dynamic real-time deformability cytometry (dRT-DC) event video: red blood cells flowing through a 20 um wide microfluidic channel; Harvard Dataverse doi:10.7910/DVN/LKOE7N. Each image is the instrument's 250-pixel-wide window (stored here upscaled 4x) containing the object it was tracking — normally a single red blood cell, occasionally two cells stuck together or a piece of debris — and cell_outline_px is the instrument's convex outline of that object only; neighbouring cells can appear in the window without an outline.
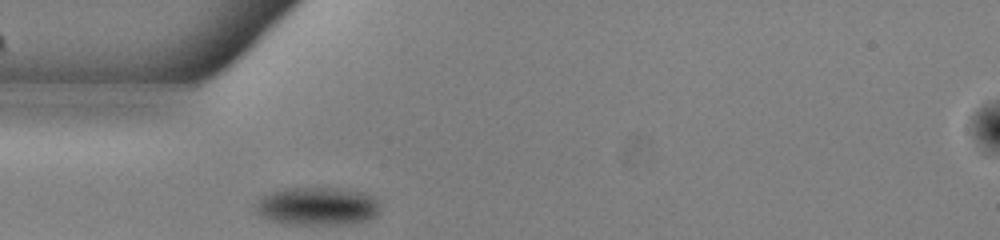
{"species": "common noctule bat (a hibernating species)", "species_latin": "Nyctalus noctula", "temperature_condition": "warm", "stored_images_in_passage": 29, "camera_frame_rate_fps": 3000, "um_per_image_px": 0.085, "animal": {"sex": "male", "body_mass_g": 13.0, "forearm_length_mm": 53.1}, "frame": {"image": 1, "passage_image": 1, "time_ms": 0.0, "image_size_px": [1000, 240], "cell_outline_px": [[380, 212], [376, 216], [368, 220], [356, 224], [288, 224], [268, 220], [260, 216], [256, 212], [256, 204], [260, 196], [276, 188], [336, 188], [364, 192], [372, 196], [376, 200], [380, 208]], "centroid_in_image_um": [26.95, 17.53], "position_along_channel_um": 58.1, "area_um2": 28.21}}
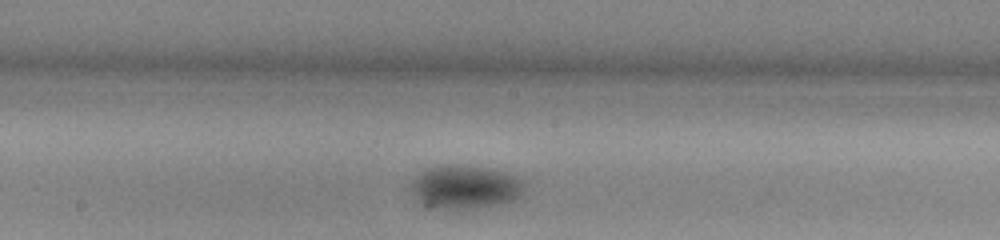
{"frame": {"image": 2, "passage_image": 13, "time_ms": 4.0, "image_size_px": [1000, 240], "cell_outline_px": [[524, 192], [520, 196], [512, 200], [496, 204], [464, 208], [424, 208], [416, 200], [412, 192], [412, 180], [420, 172], [428, 168], [448, 164], [460, 164], [484, 168], [504, 172], [516, 176], [524, 180]], "centroid_in_image_um": [39.49, 15.89], "position_along_channel_um": 208.7, "area_um2": 28.67}}
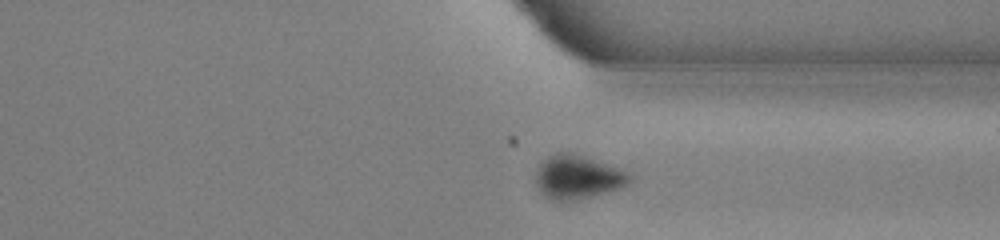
{"frame": {"image": 3, "passage_image": 25, "time_ms": 8.0, "image_size_px": [1000, 240], "cell_outline_px": [[632, 180], [628, 184], [620, 188], [576, 200], [552, 200], [540, 192], [536, 184], [536, 172], [540, 164], [548, 156], [556, 152], [568, 152], [620, 168], [628, 172], [632, 176]], "centroid_in_image_um": [49.1, 15.05], "position_along_channel_um": 362.3, "area_um2": 23.64}, "authors_computed_cell_mechanics": {"area_um2": 27.0504, "velocity_mm_per_s": 3.8419, "shape_relaxation_time_tau1_ms": 3.9554, "shape_relaxation_time_tau2_ms": null, "deformation_change_tau1": 0.0848, "deformation_change_tau2": null}}